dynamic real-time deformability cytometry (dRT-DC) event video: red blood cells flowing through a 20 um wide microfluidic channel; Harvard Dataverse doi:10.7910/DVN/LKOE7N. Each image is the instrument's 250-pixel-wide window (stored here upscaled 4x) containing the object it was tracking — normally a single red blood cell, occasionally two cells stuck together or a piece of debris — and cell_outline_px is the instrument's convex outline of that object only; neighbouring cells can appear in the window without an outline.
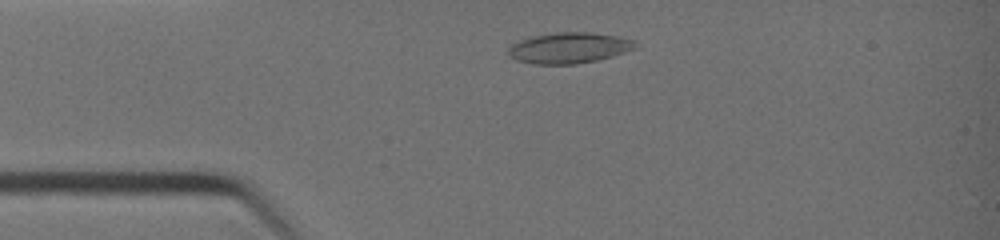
{"species": "common noctule bat (a hibernating species)", "species_latin": "Nyctalus noctula", "temperature_condition": "warm", "stored_images_in_passage": 32, "camera_frame_rate_fps": 3000, "um_per_image_px": 0.085, "animal": {"sex": "female", "body_mass_g": 19.0, "forearm_length_mm": 51.5}, "frame": {"image": 1, "passage_image": 6, "time_ms": 1.667, "image_size_px": [1000, 240], "cell_outline_px": [[636, 48], [612, 56], [596, 60], [576, 64], [532, 64], [516, 60], [508, 56], [508, 48], [512, 44], [520, 40], [532, 36], [556, 32], [592, 32], [620, 36], [632, 40], [636, 44]], "centroid_in_image_um": [48.34, 4.07], "position_along_channel_um": 36.7, "area_um2": 22.89}}
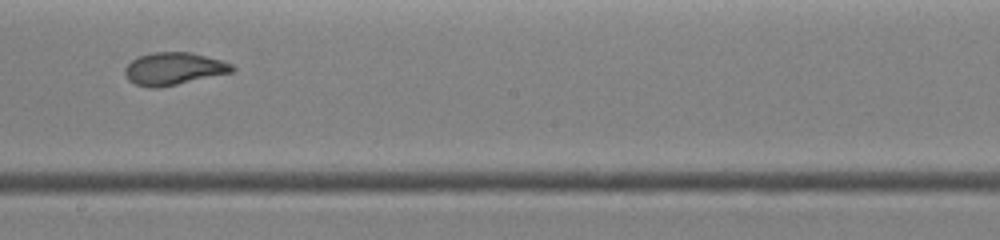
{"frame": {"image": 2, "passage_image": 20, "time_ms": 6.333, "image_size_px": [1000, 240], "cell_outline_px": [[236, 68], [232, 72], [160, 88], [148, 88], [136, 84], [128, 80], [124, 72], [124, 68], [132, 60], [140, 56], [152, 52], [192, 52], [220, 60], [232, 64]], "centroid_in_image_um": [14.75, 5.84], "position_along_channel_um": 233.4, "area_um2": 20.29}}
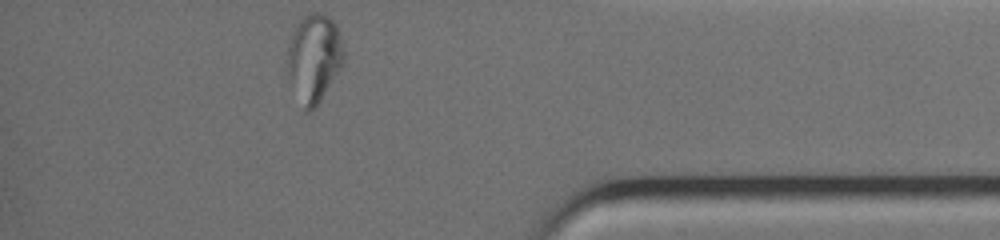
{"frame": {"image": 3, "passage_image": 32, "time_ms": 10.333, "image_size_px": [1000, 240], "cell_outline_px": [[344, 64], [316, 108], [308, 112], [304, 108], [284, 68], [288, 44], [292, 32], [296, 24], [308, 12], [320, 12], [328, 16], [336, 24], [344, 48]], "centroid_in_image_um": [26.69, 4.91], "position_along_channel_um": 408.5, "area_um2": 29.48}, "authors_computed_cell_mechanics": {"area_um2": 21.4149, "velocity_mm_per_s": 4.8048, "shape_relaxation_time_tau1_ms": null, "shape_relaxation_time_tau2_ms": 0.7818, "deformation_change_tau1": null, "deformation_change_tau2": 0.0502}}